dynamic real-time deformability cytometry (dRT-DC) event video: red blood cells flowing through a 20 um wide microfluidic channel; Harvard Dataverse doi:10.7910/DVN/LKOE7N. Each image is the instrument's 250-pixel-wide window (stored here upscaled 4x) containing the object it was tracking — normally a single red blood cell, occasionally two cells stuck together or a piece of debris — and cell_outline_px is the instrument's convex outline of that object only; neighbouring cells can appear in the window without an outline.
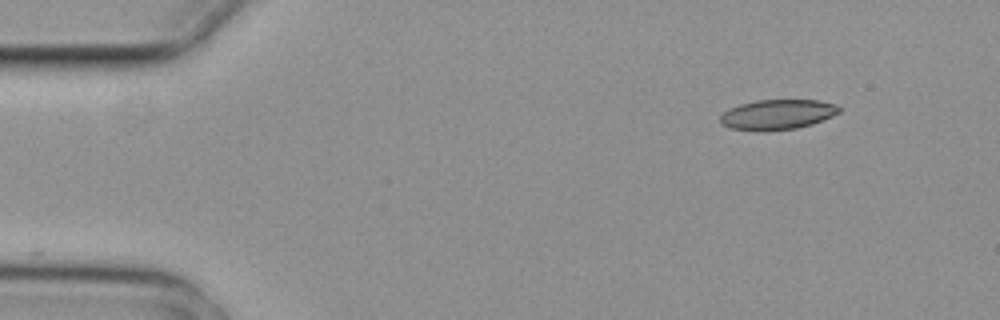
{"species": "common noctule bat (a hibernating species)", "species_latin": "Nyctalus noctula", "temperature_condition": "cold", "stored_images_in_passage": 9, "camera_frame_rate_fps": 3000, "um_per_image_px": 0.085, "animal": {"sex": "female", "body_mass_g": 29.2, "forearm_length_mm": 56.3}, "frame": {"image": 1, "passage_image": 1, "time_ms": 0.0, "image_size_px": [1000, 320], "cell_outline_px": [[840, 112], [832, 116], [812, 124], [796, 128], [764, 132], [756, 132], [728, 128], [720, 124], [720, 116], [728, 108], [740, 104], [756, 100], [816, 100], [836, 104], [840, 108]], "centroid_in_image_um": [66.02, 9.75], "position_along_channel_um": 19.0, "area_um2": 21.15}}
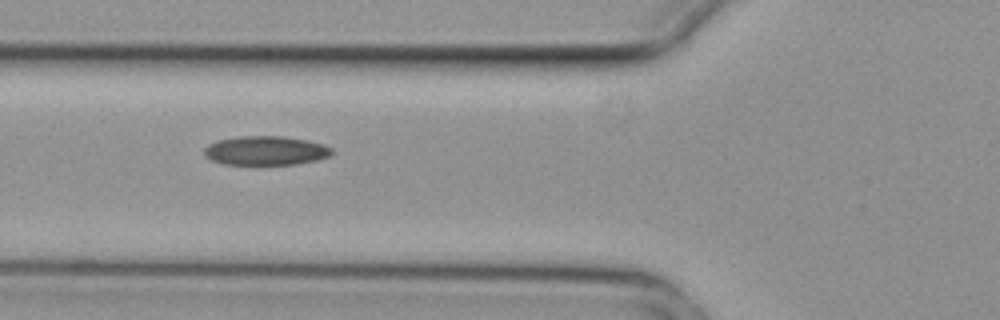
{"frame": {"image": 2, "passage_image": 5, "time_ms": 1.333, "image_size_px": [1000, 320], "cell_outline_px": [[332, 152], [328, 156], [316, 160], [296, 164], [224, 164], [212, 160], [204, 156], [204, 148], [208, 144], [220, 140], [240, 136], [284, 136], [308, 140], [324, 144], [332, 148]], "centroid_in_image_um": [22.58, 12.79], "position_along_channel_um": 103.2, "area_um2": 21.56}}
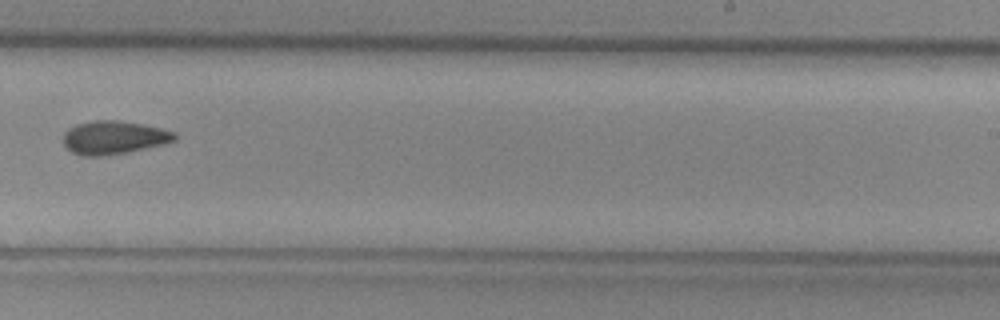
{"frame": {"image": 3, "passage_image": 9, "time_ms": 2.667, "image_size_px": [1000, 320], "cell_outline_px": [[176, 140], [164, 144], [128, 152], [104, 156], [84, 156], [72, 152], [64, 144], [64, 132], [68, 128], [76, 124], [96, 120], [120, 120], [160, 128], [176, 132]], "centroid_in_image_um": [9.68, 11.69], "position_along_channel_um": 279.3, "area_um2": 21.62}}